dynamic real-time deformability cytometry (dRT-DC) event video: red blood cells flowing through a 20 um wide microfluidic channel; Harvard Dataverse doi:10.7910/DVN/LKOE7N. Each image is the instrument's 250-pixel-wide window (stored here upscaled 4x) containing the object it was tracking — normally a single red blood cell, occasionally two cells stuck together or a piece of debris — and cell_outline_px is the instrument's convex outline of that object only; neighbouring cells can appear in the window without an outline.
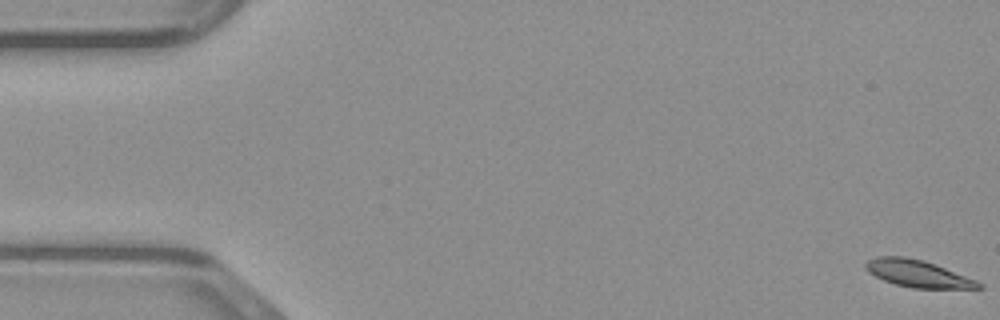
{"species": "common noctule bat (a hibernating species)", "species_latin": "Nyctalus noctula", "temperature_condition": "warm", "stored_images_in_passage": 49, "camera_frame_rate_fps": 3000, "um_per_image_px": 0.085, "animal": {"sex": "male", "body_mass_g": 23.1, "forearm_length_mm": 52.7}, "frame": {"image": 1, "passage_image": 1, "time_ms": 0.0, "image_size_px": [1000, 320], "cell_outline_px": [[984, 288], [912, 288], [896, 284], [884, 280], [868, 272], [864, 268], [864, 264], [868, 260], [876, 256], [904, 256], [924, 260], [976, 280], [984, 284]], "centroid_in_image_um": [77.99, 23.25], "position_along_channel_um": 7.0, "area_um2": 17.74}}
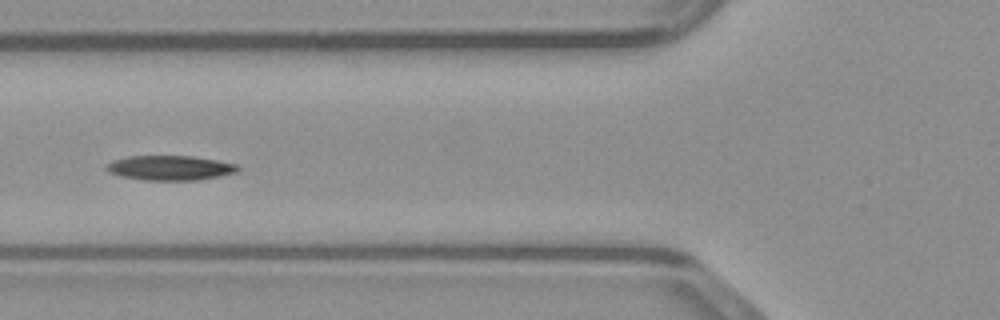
{"frame": {"image": 2, "passage_image": 19, "time_ms": 6.0, "image_size_px": [1000, 320], "cell_outline_px": [[240, 168], [236, 172], [220, 176], [200, 180], [144, 180], [120, 176], [108, 172], [104, 168], [112, 160], [128, 156], [192, 156], [216, 160], [236, 164]], "centroid_in_image_um": [14.43, 14.27], "position_along_channel_um": 111.4, "area_um2": 18.96}}
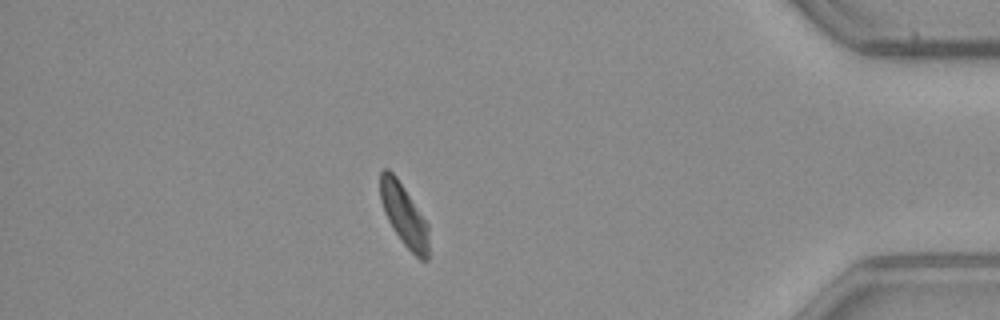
{"frame": {"image": 3, "passage_image": 43, "time_ms": 14.0, "image_size_px": [1000, 320], "cell_outline_px": [[428, 260], [420, 260], [404, 244], [392, 228], [384, 212], [380, 200], [380, 172], [384, 168], [388, 168], [396, 176], [428, 224]], "centroid_in_image_um": [34.32, 18.27], "position_along_channel_um": 400.9, "area_um2": 17.34}}